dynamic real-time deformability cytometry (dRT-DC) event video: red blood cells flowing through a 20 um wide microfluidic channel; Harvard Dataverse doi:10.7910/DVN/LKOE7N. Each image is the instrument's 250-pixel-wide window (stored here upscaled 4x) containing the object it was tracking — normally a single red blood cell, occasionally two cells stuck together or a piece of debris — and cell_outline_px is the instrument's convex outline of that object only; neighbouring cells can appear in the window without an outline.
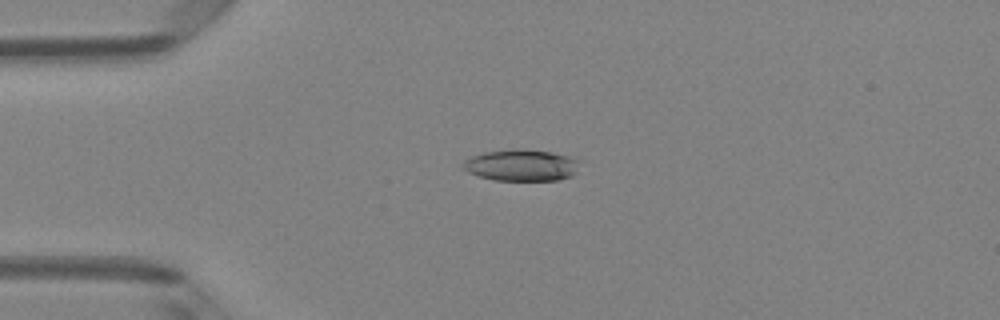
{"species": "Egyptian fruit bat (a non-hibernating species)", "species_latin": "Rousettus aegyptiacus", "temperature_condition": "room temperature", "stored_images_in_passage": 6, "camera_frame_rate_fps": 3000, "um_per_image_px": 0.085, "animal": {"sex": "female"}, "frame": {"image": 1, "passage_image": 3, "time_ms": 0.667, "image_size_px": [1000, 320], "cell_outline_px": [[584, 160], [576, 172], [572, 176], [560, 180], [492, 180], [468, 172], [464, 168], [464, 160], [472, 156], [484, 152], [520, 148], [552, 152], [572, 156]], "centroid_in_image_um": [44.42, 14.03], "position_along_channel_um": 40.6, "area_um2": 21.79}}
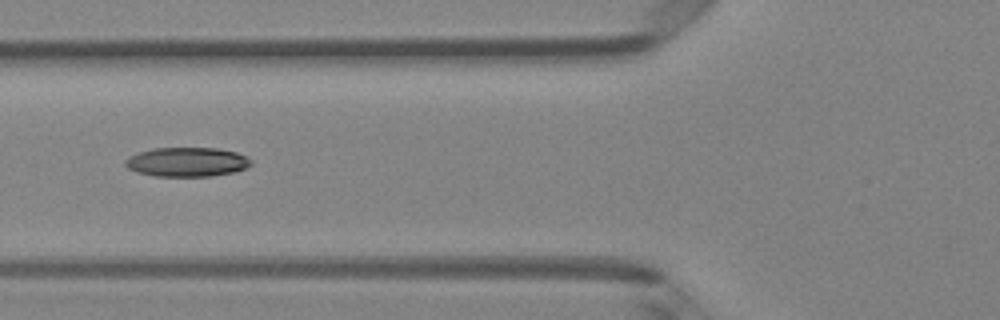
{"frame": {"image": 2, "passage_image": 5, "time_ms": 1.333, "image_size_px": [1000, 320], "cell_outline_px": [[252, 164], [236, 172], [212, 176], [156, 176], [136, 172], [128, 168], [124, 164], [124, 160], [140, 152], [152, 148], [216, 148], [236, 152], [252, 160]], "centroid_in_image_um": [15.9, 13.77], "position_along_channel_um": 109.9, "area_um2": 21.39}}
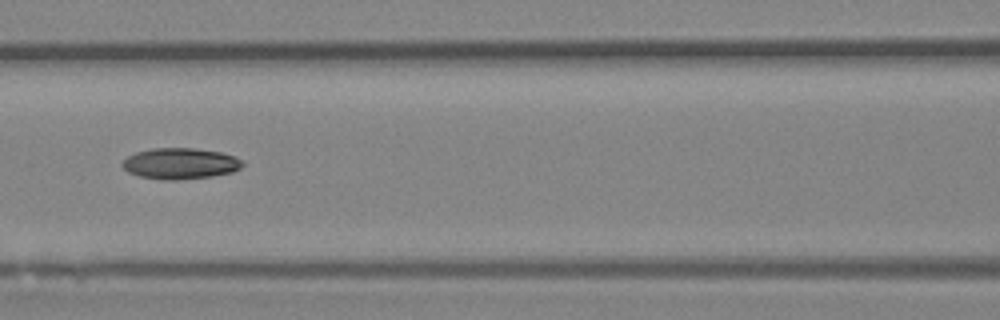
{"frame": {"image": 3, "passage_image": 6, "time_ms": 1.667, "image_size_px": [1000, 320], "cell_outline_px": [[244, 164], [240, 168], [232, 172], [212, 176], [180, 180], [160, 180], [140, 176], [128, 172], [120, 164], [128, 156], [136, 152], [152, 148], [192, 148], [220, 152], [236, 156], [244, 160]], "centroid_in_image_um": [15.34, 13.9], "position_along_channel_um": 151.3, "area_um2": 21.91}}